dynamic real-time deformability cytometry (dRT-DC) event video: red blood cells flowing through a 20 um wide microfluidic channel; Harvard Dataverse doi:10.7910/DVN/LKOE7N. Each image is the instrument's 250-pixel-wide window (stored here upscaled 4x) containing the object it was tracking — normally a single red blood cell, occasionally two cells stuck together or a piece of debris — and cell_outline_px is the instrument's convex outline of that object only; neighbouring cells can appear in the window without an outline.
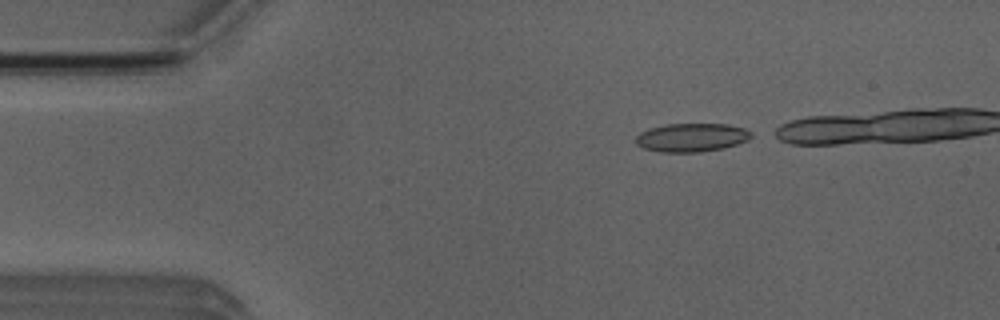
{"species": "Egyptian fruit bat (a non-hibernating species)", "species_latin": "Rousettus aegyptiacus", "temperature_condition": "room temperature", "stored_images_in_passage": 15, "camera_frame_rate_fps": 3000, "um_per_image_px": 0.085, "animal": {"sex": "male"}, "frame": {"image": 1, "passage_image": 1, "time_ms": 0.0, "image_size_px": [1000, 320], "cell_outline_px": [[752, 136], [748, 140], [724, 148], [700, 152], [660, 152], [644, 148], [636, 144], [636, 136], [640, 132], [648, 128], [668, 124], [728, 124], [744, 128], [752, 132]], "centroid_in_image_um": [58.79, 11.68], "position_along_channel_um": 26.2, "area_um2": 19.25}}